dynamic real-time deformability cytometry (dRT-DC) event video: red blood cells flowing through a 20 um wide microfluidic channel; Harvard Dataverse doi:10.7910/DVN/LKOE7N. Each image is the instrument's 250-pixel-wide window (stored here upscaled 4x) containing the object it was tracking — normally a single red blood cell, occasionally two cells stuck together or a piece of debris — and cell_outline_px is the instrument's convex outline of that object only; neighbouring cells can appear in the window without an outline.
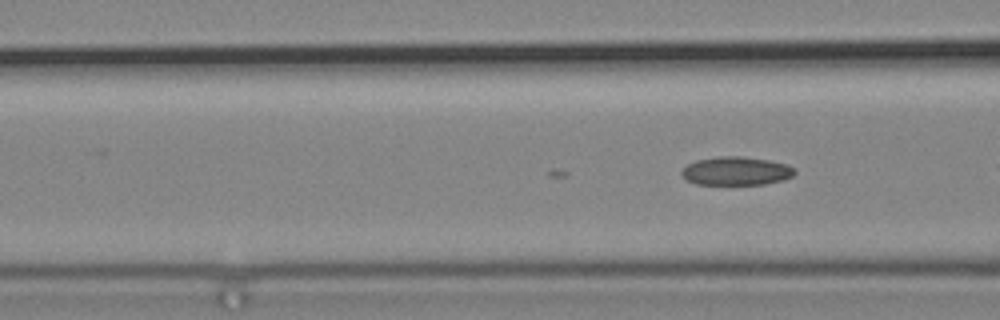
{"species": "common noctule bat (a hibernating species)", "species_latin": "Nyctalus noctula", "temperature_condition": "cold", "stored_images_in_passage": 19, "camera_frame_rate_fps": 3000, "um_per_image_px": 0.085, "animal": {"sex": "male", "body_mass_g": 19.2, "forearm_length_mm": 51.8}, "frame": {"image": 1, "passage_image": 19, "time_ms": 6.0, "image_size_px": [1000, 320], "cell_outline_px": [[796, 172], [792, 176], [784, 180], [764, 184], [696, 184], [684, 180], [680, 172], [688, 164], [696, 160], [716, 156], [740, 156], [768, 160], [784, 164], [796, 168]], "centroid_in_image_um": [62.55, 14.53], "position_along_channel_um": 104.1, "area_um2": 18.84}}